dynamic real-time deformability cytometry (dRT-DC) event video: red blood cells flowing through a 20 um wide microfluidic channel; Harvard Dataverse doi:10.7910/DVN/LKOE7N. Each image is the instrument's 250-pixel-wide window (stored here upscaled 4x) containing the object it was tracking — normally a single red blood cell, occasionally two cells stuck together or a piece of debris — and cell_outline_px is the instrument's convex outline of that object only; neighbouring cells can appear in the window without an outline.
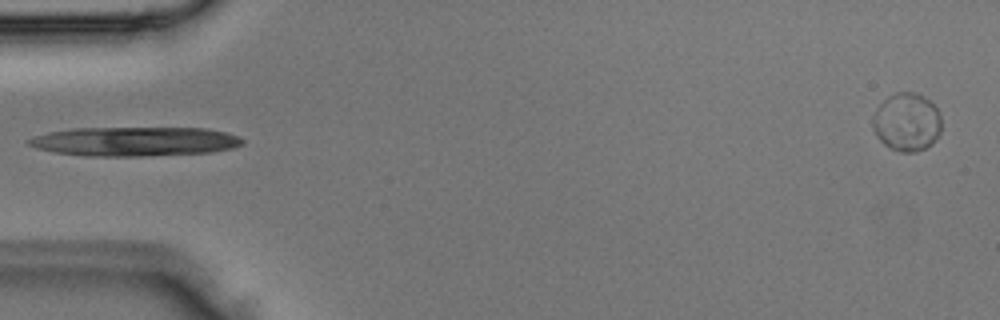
{"species": "Egyptian fruit bat (a non-hibernating species)", "species_latin": "Rousettus aegyptiacus", "temperature_condition": "room temperature", "stored_images_in_passage": 2, "camera_frame_rate_fps": 3000, "um_per_image_px": 0.085, "animal": {"sex": "male"}, "frame": {"image": 1, "passage_image": 2, "time_ms": 0.333, "image_size_px": [1000, 320], "cell_outline_px": [[244, 144], [232, 148], [212, 152], [144, 156], [88, 156], [56, 152], [36, 148], [28, 144], [24, 140], [32, 136], [48, 132], [72, 128], [208, 128], [224, 132], [236, 136], [244, 140]], "centroid_in_image_um": [11.42, 12.02], "position_along_channel_um": 73.6, "area_um2": 36.53}}